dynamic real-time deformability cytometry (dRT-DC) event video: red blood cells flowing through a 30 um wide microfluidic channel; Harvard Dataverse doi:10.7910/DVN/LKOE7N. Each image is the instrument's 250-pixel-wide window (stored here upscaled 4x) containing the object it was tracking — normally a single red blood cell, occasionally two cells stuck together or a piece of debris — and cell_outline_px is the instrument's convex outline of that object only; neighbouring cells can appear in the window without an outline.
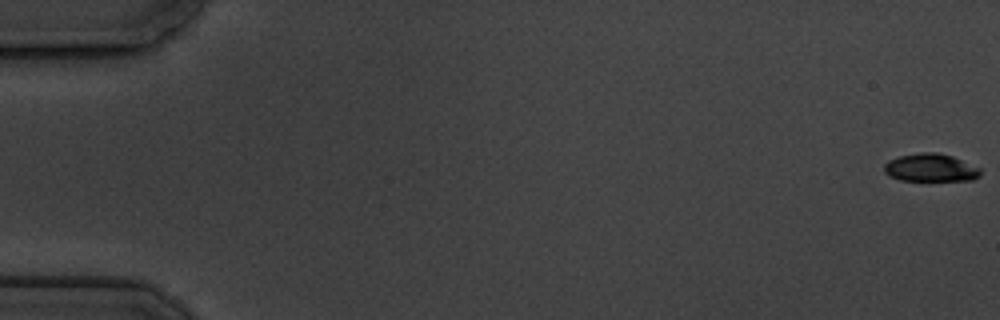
{"species": "common noctule bat (a hibernating species)", "species_latin": "Nyctalus noctula", "temperature_condition": "cold", "stored_images_in_passage": 7, "segment_of_instrument_passage": [1, 2], "camera_frame_rate_fps": 3000, "um_per_image_px": 0.085, "animal": {"sex": "male", "body_mass_g": 19.5, "forearm_length_mm": 54.6}, "frame": {"image": 1, "passage_image": 1, "time_ms": 0.0, "image_size_px": [1000, 320], "cell_outline_px": [[980, 176], [972, 180], [900, 180], [888, 176], [884, 172], [884, 164], [888, 160], [900, 156], [920, 152], [936, 152], [952, 156], [980, 168]], "centroid_in_image_um": [79.07, 14.25], "position_along_channel_um": 5.9, "area_um2": 15.61}}
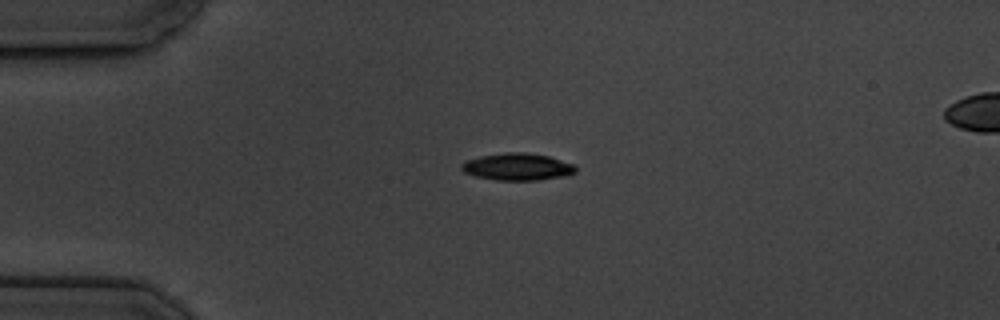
{"frame": {"image": 2, "passage_image": 5, "time_ms": 4.667, "image_size_px": [1000, 320], "cell_outline_px": [[576, 172], [568, 176], [540, 180], [496, 180], [476, 176], [464, 172], [460, 168], [460, 164], [468, 160], [480, 156], [508, 152], [524, 152], [548, 156], [576, 164]], "centroid_in_image_um": [44.03, 14.18], "position_along_channel_um": 41.0, "area_um2": 18.15}}